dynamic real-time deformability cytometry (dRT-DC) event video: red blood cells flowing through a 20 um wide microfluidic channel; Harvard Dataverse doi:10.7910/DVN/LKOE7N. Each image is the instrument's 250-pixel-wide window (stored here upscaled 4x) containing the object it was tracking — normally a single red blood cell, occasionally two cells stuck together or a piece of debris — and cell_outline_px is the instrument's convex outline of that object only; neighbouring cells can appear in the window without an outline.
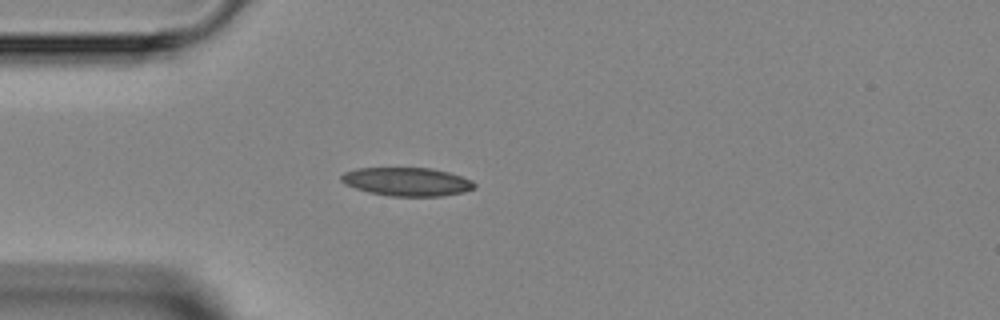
{"species": "Egyptian fruit bat (a non-hibernating species)", "species_latin": "Rousettus aegyptiacus", "temperature_condition": "room temperature", "stored_images_in_passage": 1, "camera_frame_rate_fps": 3000, "um_per_image_px": 0.085, "animal": {"sex": "female"}, "frame": {"image": 1, "passage_image": 1, "time_ms": 0.0, "image_size_px": [1000, 320], "cell_outline_px": [[476, 188], [464, 192], [440, 196], [392, 196], [368, 192], [344, 184], [340, 180], [340, 176], [344, 172], [356, 168], [432, 168], [448, 172], [472, 180], [476, 184]], "centroid_in_image_um": [34.59, 15.44], "position_along_channel_um": 50.4, "area_um2": 22.14}}